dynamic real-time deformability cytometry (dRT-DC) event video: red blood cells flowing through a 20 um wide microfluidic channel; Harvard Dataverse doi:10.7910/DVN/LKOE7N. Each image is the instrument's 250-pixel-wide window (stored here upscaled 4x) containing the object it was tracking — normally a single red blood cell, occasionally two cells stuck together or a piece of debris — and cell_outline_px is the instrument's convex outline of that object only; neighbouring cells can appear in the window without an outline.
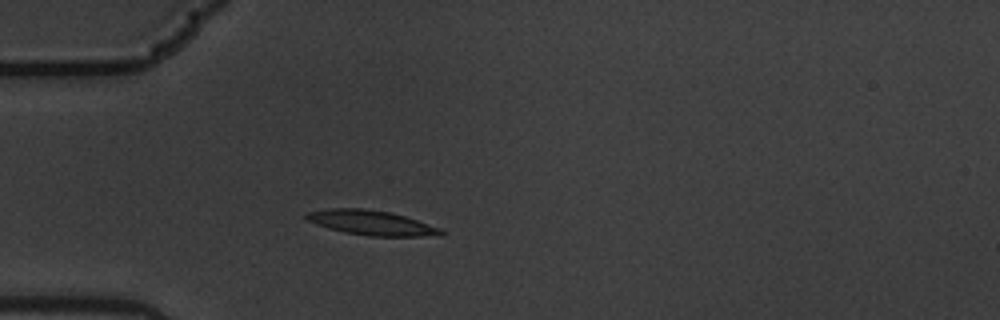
{"species": "common noctule bat (a hibernating species)", "species_latin": "Nyctalus noctula", "temperature_condition": "warm", "stored_images_in_passage": 3, "camera_frame_rate_fps": 3000, "um_per_image_px": 0.085, "animal": {"sex": "male", "body_mass_g": 19.5, "forearm_length_mm": 54.6}, "frame": {"image": 1, "passage_image": 3, "time_ms": 0.667, "image_size_px": [1000, 320], "cell_outline_px": [[444, 232], [440, 236], [368, 236], [344, 232], [328, 228], [316, 224], [308, 220], [304, 216], [308, 212], [332, 208], [364, 208], [392, 212], [440, 228]], "centroid_in_image_um": [31.57, 18.93], "position_along_channel_um": 53.4, "area_um2": 19.31}}